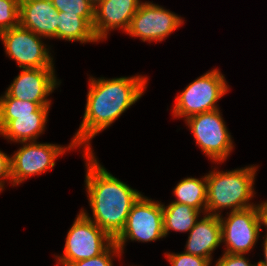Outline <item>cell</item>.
<instances>
[{"label": "cell", "instance_id": "cell-1", "mask_svg": "<svg viewBox=\"0 0 267 266\" xmlns=\"http://www.w3.org/2000/svg\"><path fill=\"white\" fill-rule=\"evenodd\" d=\"M147 76L106 79L89 77V90L83 120L72 141L85 152L94 151L91 140L106 130L144 94Z\"/></svg>", "mask_w": 267, "mask_h": 266}, {"label": "cell", "instance_id": "cell-2", "mask_svg": "<svg viewBox=\"0 0 267 266\" xmlns=\"http://www.w3.org/2000/svg\"><path fill=\"white\" fill-rule=\"evenodd\" d=\"M83 152L87 170L84 185L93 215L89 216L83 208L80 211L114 240L142 194L108 172L93 151Z\"/></svg>", "mask_w": 267, "mask_h": 266}, {"label": "cell", "instance_id": "cell-3", "mask_svg": "<svg viewBox=\"0 0 267 266\" xmlns=\"http://www.w3.org/2000/svg\"><path fill=\"white\" fill-rule=\"evenodd\" d=\"M257 168L258 165H250L225 172L216 168L209 171L206 175V214L220 216L225 208L233 212L255 206L250 200L256 194L254 182Z\"/></svg>", "mask_w": 267, "mask_h": 266}, {"label": "cell", "instance_id": "cell-4", "mask_svg": "<svg viewBox=\"0 0 267 266\" xmlns=\"http://www.w3.org/2000/svg\"><path fill=\"white\" fill-rule=\"evenodd\" d=\"M229 90L224 75L213 69L198 77L175 97L172 114L187 119L203 112L219 109L216 104Z\"/></svg>", "mask_w": 267, "mask_h": 266}, {"label": "cell", "instance_id": "cell-5", "mask_svg": "<svg viewBox=\"0 0 267 266\" xmlns=\"http://www.w3.org/2000/svg\"><path fill=\"white\" fill-rule=\"evenodd\" d=\"M64 251L57 258V265L67 266L69 263L96 257L102 254L114 240L81 211L67 232Z\"/></svg>", "mask_w": 267, "mask_h": 266}, {"label": "cell", "instance_id": "cell-6", "mask_svg": "<svg viewBox=\"0 0 267 266\" xmlns=\"http://www.w3.org/2000/svg\"><path fill=\"white\" fill-rule=\"evenodd\" d=\"M196 145L216 164L223 163L232 152L233 140L219 109L185 119Z\"/></svg>", "mask_w": 267, "mask_h": 266}, {"label": "cell", "instance_id": "cell-7", "mask_svg": "<svg viewBox=\"0 0 267 266\" xmlns=\"http://www.w3.org/2000/svg\"><path fill=\"white\" fill-rule=\"evenodd\" d=\"M163 207L159 201H152L141 195L133 204L126 224L120 234L114 239L123 254L128 240L137 242H152L164 238Z\"/></svg>", "mask_w": 267, "mask_h": 266}, {"label": "cell", "instance_id": "cell-8", "mask_svg": "<svg viewBox=\"0 0 267 266\" xmlns=\"http://www.w3.org/2000/svg\"><path fill=\"white\" fill-rule=\"evenodd\" d=\"M22 146L11 155L12 185L18 186L33 175H40L55 166V160L65 151L77 148L71 140L68 146L39 143L37 141L20 142Z\"/></svg>", "mask_w": 267, "mask_h": 266}, {"label": "cell", "instance_id": "cell-9", "mask_svg": "<svg viewBox=\"0 0 267 266\" xmlns=\"http://www.w3.org/2000/svg\"><path fill=\"white\" fill-rule=\"evenodd\" d=\"M229 214V215H228ZM228 217L220 215L222 242L224 253L246 254L250 252L259 239L262 229V217L259 205L227 212Z\"/></svg>", "mask_w": 267, "mask_h": 266}, {"label": "cell", "instance_id": "cell-10", "mask_svg": "<svg viewBox=\"0 0 267 266\" xmlns=\"http://www.w3.org/2000/svg\"><path fill=\"white\" fill-rule=\"evenodd\" d=\"M42 38L20 25L0 33L7 56L21 69L54 68V58Z\"/></svg>", "mask_w": 267, "mask_h": 266}, {"label": "cell", "instance_id": "cell-11", "mask_svg": "<svg viewBox=\"0 0 267 266\" xmlns=\"http://www.w3.org/2000/svg\"><path fill=\"white\" fill-rule=\"evenodd\" d=\"M184 23L181 16L152 2H142L131 20L127 35L143 42H161Z\"/></svg>", "mask_w": 267, "mask_h": 266}, {"label": "cell", "instance_id": "cell-12", "mask_svg": "<svg viewBox=\"0 0 267 266\" xmlns=\"http://www.w3.org/2000/svg\"><path fill=\"white\" fill-rule=\"evenodd\" d=\"M54 68L22 69L6 93L23 101L34 103H51L48 96L60 85Z\"/></svg>", "mask_w": 267, "mask_h": 266}, {"label": "cell", "instance_id": "cell-13", "mask_svg": "<svg viewBox=\"0 0 267 266\" xmlns=\"http://www.w3.org/2000/svg\"><path fill=\"white\" fill-rule=\"evenodd\" d=\"M140 0H102L94 9L93 30L98 41L107 38L108 32L122 29L126 33L132 18L139 9Z\"/></svg>", "mask_w": 267, "mask_h": 266}, {"label": "cell", "instance_id": "cell-14", "mask_svg": "<svg viewBox=\"0 0 267 266\" xmlns=\"http://www.w3.org/2000/svg\"><path fill=\"white\" fill-rule=\"evenodd\" d=\"M58 17L51 0H20L19 25L43 39L57 38Z\"/></svg>", "mask_w": 267, "mask_h": 266}, {"label": "cell", "instance_id": "cell-15", "mask_svg": "<svg viewBox=\"0 0 267 266\" xmlns=\"http://www.w3.org/2000/svg\"><path fill=\"white\" fill-rule=\"evenodd\" d=\"M189 231L184 252L206 258L212 262V253L222 243L219 216L204 214Z\"/></svg>", "mask_w": 267, "mask_h": 266}, {"label": "cell", "instance_id": "cell-16", "mask_svg": "<svg viewBox=\"0 0 267 266\" xmlns=\"http://www.w3.org/2000/svg\"><path fill=\"white\" fill-rule=\"evenodd\" d=\"M49 108L41 106L32 115L16 116L0 131V135L17 143L36 141L45 131Z\"/></svg>", "mask_w": 267, "mask_h": 266}, {"label": "cell", "instance_id": "cell-17", "mask_svg": "<svg viewBox=\"0 0 267 266\" xmlns=\"http://www.w3.org/2000/svg\"><path fill=\"white\" fill-rule=\"evenodd\" d=\"M57 39L79 41L81 44L99 42L93 26L83 17L75 14L58 12Z\"/></svg>", "mask_w": 267, "mask_h": 266}, {"label": "cell", "instance_id": "cell-18", "mask_svg": "<svg viewBox=\"0 0 267 266\" xmlns=\"http://www.w3.org/2000/svg\"><path fill=\"white\" fill-rule=\"evenodd\" d=\"M173 193L176 199L172 202L186 204L206 214L207 180L206 175L201 178L187 177L179 181Z\"/></svg>", "mask_w": 267, "mask_h": 266}, {"label": "cell", "instance_id": "cell-19", "mask_svg": "<svg viewBox=\"0 0 267 266\" xmlns=\"http://www.w3.org/2000/svg\"><path fill=\"white\" fill-rule=\"evenodd\" d=\"M163 207V230L165 237L170 230L189 232L199 220L200 211L186 204L171 202Z\"/></svg>", "mask_w": 267, "mask_h": 266}, {"label": "cell", "instance_id": "cell-20", "mask_svg": "<svg viewBox=\"0 0 267 266\" xmlns=\"http://www.w3.org/2000/svg\"><path fill=\"white\" fill-rule=\"evenodd\" d=\"M41 106L51 103H34L10 97L6 92L0 96V131L16 116L32 115Z\"/></svg>", "mask_w": 267, "mask_h": 266}, {"label": "cell", "instance_id": "cell-21", "mask_svg": "<svg viewBox=\"0 0 267 266\" xmlns=\"http://www.w3.org/2000/svg\"><path fill=\"white\" fill-rule=\"evenodd\" d=\"M58 12H66L85 18L92 26L95 7L88 0H51Z\"/></svg>", "mask_w": 267, "mask_h": 266}, {"label": "cell", "instance_id": "cell-22", "mask_svg": "<svg viewBox=\"0 0 267 266\" xmlns=\"http://www.w3.org/2000/svg\"><path fill=\"white\" fill-rule=\"evenodd\" d=\"M20 0H0V33L19 26Z\"/></svg>", "mask_w": 267, "mask_h": 266}, {"label": "cell", "instance_id": "cell-23", "mask_svg": "<svg viewBox=\"0 0 267 266\" xmlns=\"http://www.w3.org/2000/svg\"><path fill=\"white\" fill-rule=\"evenodd\" d=\"M117 256H122V253L113 242L102 254L90 259L69 263L67 266H114L113 257Z\"/></svg>", "mask_w": 267, "mask_h": 266}, {"label": "cell", "instance_id": "cell-24", "mask_svg": "<svg viewBox=\"0 0 267 266\" xmlns=\"http://www.w3.org/2000/svg\"><path fill=\"white\" fill-rule=\"evenodd\" d=\"M167 260H169L170 266H211V261L195 256L186 252L183 253H168L165 252Z\"/></svg>", "mask_w": 267, "mask_h": 266}, {"label": "cell", "instance_id": "cell-25", "mask_svg": "<svg viewBox=\"0 0 267 266\" xmlns=\"http://www.w3.org/2000/svg\"><path fill=\"white\" fill-rule=\"evenodd\" d=\"M214 266H258V264H251L244 254L223 253Z\"/></svg>", "mask_w": 267, "mask_h": 266}, {"label": "cell", "instance_id": "cell-26", "mask_svg": "<svg viewBox=\"0 0 267 266\" xmlns=\"http://www.w3.org/2000/svg\"><path fill=\"white\" fill-rule=\"evenodd\" d=\"M9 179L12 184L11 156L0 150V192L4 190V184Z\"/></svg>", "mask_w": 267, "mask_h": 266}, {"label": "cell", "instance_id": "cell-27", "mask_svg": "<svg viewBox=\"0 0 267 266\" xmlns=\"http://www.w3.org/2000/svg\"><path fill=\"white\" fill-rule=\"evenodd\" d=\"M260 207L261 217H262V225L267 229V200L263 203L258 204Z\"/></svg>", "mask_w": 267, "mask_h": 266}, {"label": "cell", "instance_id": "cell-28", "mask_svg": "<svg viewBox=\"0 0 267 266\" xmlns=\"http://www.w3.org/2000/svg\"><path fill=\"white\" fill-rule=\"evenodd\" d=\"M267 232V231H266ZM264 260H260L257 264L258 266H267V233L264 235Z\"/></svg>", "mask_w": 267, "mask_h": 266}, {"label": "cell", "instance_id": "cell-29", "mask_svg": "<svg viewBox=\"0 0 267 266\" xmlns=\"http://www.w3.org/2000/svg\"><path fill=\"white\" fill-rule=\"evenodd\" d=\"M94 7L102 0H88Z\"/></svg>", "mask_w": 267, "mask_h": 266}]
</instances>
